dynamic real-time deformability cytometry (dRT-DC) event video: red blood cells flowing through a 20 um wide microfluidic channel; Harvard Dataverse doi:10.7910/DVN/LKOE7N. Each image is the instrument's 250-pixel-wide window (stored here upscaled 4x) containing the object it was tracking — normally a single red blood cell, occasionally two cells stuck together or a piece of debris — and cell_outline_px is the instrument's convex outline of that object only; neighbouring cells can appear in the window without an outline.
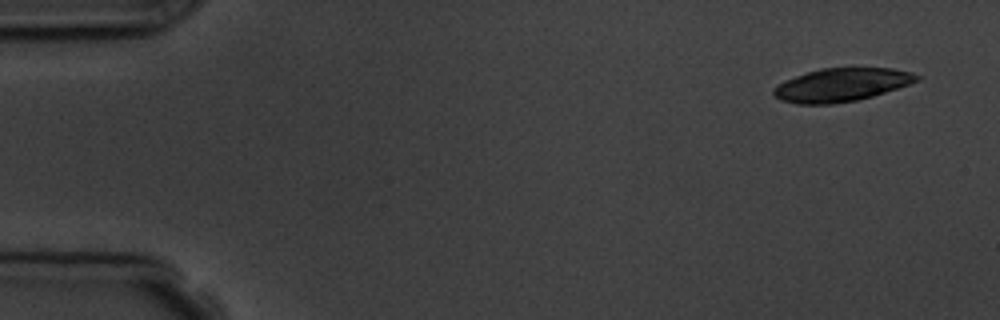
{"species": "common noctule bat (a hibernating species)", "species_latin": "Nyctalus noctula", "temperature_condition": "room temperature", "stored_images_in_passage": 4, "camera_frame_rate_fps": 3000, "um_per_image_px": 0.085, "animal": {"sex": "male", "body_mass_g": 19.5, "forearm_length_mm": 54.6}, "frame": {"image": 1, "passage_image": 1, "time_ms": 0.0, "image_size_px": [1000, 320], "cell_outline_px": [[924, 76], [920, 80], [872, 96], [856, 100], [832, 104], [796, 104], [780, 100], [772, 92], [772, 88], [776, 84], [784, 80], [820, 68], [892, 68], [912, 72]], "centroid_in_image_um": [71.51, 7.21], "position_along_channel_um": 13.5, "area_um2": 27.8}}